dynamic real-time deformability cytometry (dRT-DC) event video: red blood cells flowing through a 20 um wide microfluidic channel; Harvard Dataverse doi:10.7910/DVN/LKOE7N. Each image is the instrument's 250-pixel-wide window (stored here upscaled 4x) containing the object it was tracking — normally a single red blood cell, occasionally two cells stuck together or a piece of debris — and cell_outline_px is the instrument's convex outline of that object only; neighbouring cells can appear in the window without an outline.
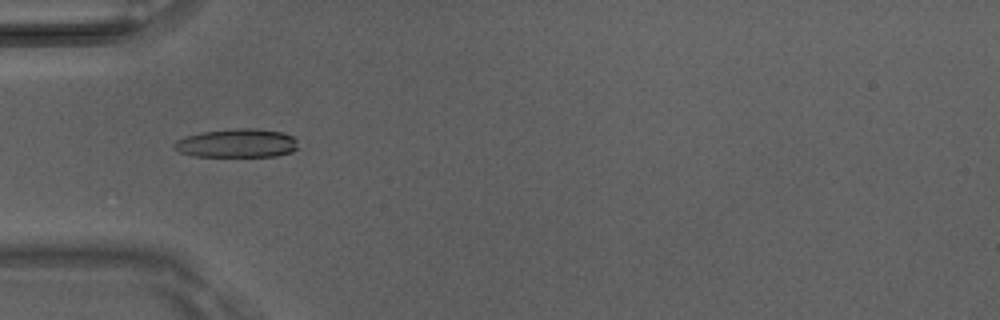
{"species": "Egyptian fruit bat (a non-hibernating species)", "species_latin": "Rousettus aegyptiacus", "temperature_condition": "room temperature", "stored_images_in_passage": 45, "camera_frame_rate_fps": 3000, "um_per_image_px": 0.085, "animal": {"sex": "male"}, "frame": {"image": 1, "passage_image": 11, "time_ms": 3.333, "image_size_px": [1000, 320], "cell_outline_px": [[296, 148], [292, 152], [276, 156], [196, 156], [180, 152], [172, 148], [172, 144], [176, 140], [184, 136], [200, 132], [236, 128], [256, 128], [284, 132], [292, 136], [296, 140]], "centroid_in_image_um": [20.11, 12.16], "position_along_channel_um": 64.9, "area_um2": 20.87}}
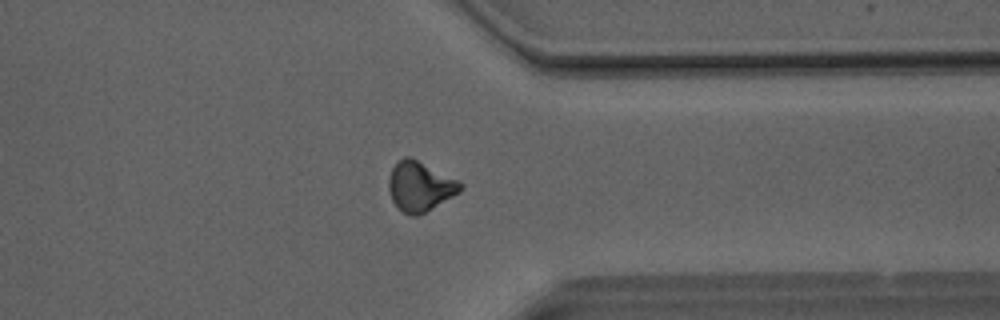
{"frame": {"image": 2, "passage_image": 34, "time_ms": 11.0, "image_size_px": [1000, 320], "cell_outline_px": [[464, 188], [460, 192], [424, 212], [416, 216], [408, 216], [392, 200], [388, 188], [388, 176], [396, 160], [404, 156], [408, 156], [460, 180], [464, 184]], "centroid_in_image_um": [35.7, 15.81], "position_along_channel_um": 375.7, "area_um2": 20.81}}
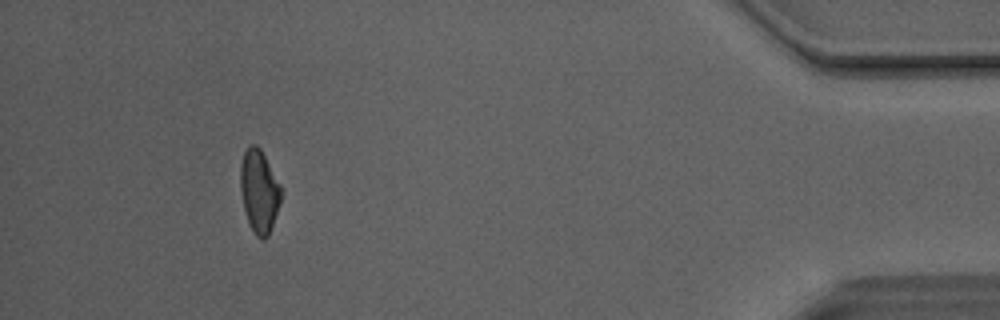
{"frame": {"image": 3, "passage_image": 41, "time_ms": 13.333, "image_size_px": [1000, 320], "cell_outline_px": [[284, 192], [280, 204], [268, 236], [264, 240], [260, 240], [256, 236], [248, 224], [240, 192], [240, 164], [244, 152], [248, 144], [256, 144], [260, 148], [280, 184]], "centroid_in_image_um": [22.03, 16.26], "position_along_channel_um": 413.2, "area_um2": 20.0}, "authors_computed_cell_mechanics": {"area_um2": 20.2878, "velocity_mm_per_s": 4.1211, "shape_relaxation_time_tau1_ms": 5.6328, "shape_relaxation_time_tau2_ms": 3.9933, "deformation_change_tau1": 0.1842, "deformation_change_tau2": 0.1109}}